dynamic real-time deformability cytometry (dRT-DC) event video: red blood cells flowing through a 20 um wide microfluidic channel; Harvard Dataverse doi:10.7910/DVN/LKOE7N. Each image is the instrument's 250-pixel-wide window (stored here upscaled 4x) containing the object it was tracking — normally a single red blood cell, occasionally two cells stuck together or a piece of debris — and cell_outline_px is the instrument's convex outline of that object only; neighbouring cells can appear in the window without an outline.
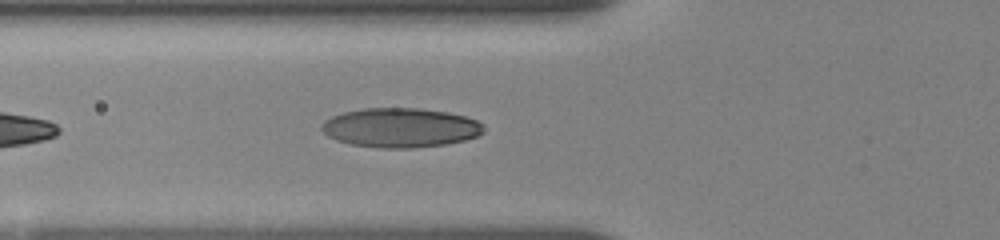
{"species": "human", "species_latin": "Homo sapiens", "temperature_condition": "room temperature", "stored_images_in_passage": 14, "camera_frame_rate_fps": 3000, "um_per_image_px": 0.085, "donor": {"sex": "female"}, "frame": {"image": 1, "passage_image": 14, "time_ms": 6.333, "image_size_px": [1000, 240], "cell_outline_px": [[484, 132], [476, 136], [464, 140], [444, 144], [412, 148], [380, 148], [352, 144], [336, 140], [328, 136], [320, 128], [324, 120], [332, 116], [344, 112], [364, 108], [416, 108], [448, 112], [464, 116], [476, 120], [484, 124]], "centroid_in_image_um": [34.03, 10.85], "position_along_channel_um": 91.8, "area_um2": 37.11}}